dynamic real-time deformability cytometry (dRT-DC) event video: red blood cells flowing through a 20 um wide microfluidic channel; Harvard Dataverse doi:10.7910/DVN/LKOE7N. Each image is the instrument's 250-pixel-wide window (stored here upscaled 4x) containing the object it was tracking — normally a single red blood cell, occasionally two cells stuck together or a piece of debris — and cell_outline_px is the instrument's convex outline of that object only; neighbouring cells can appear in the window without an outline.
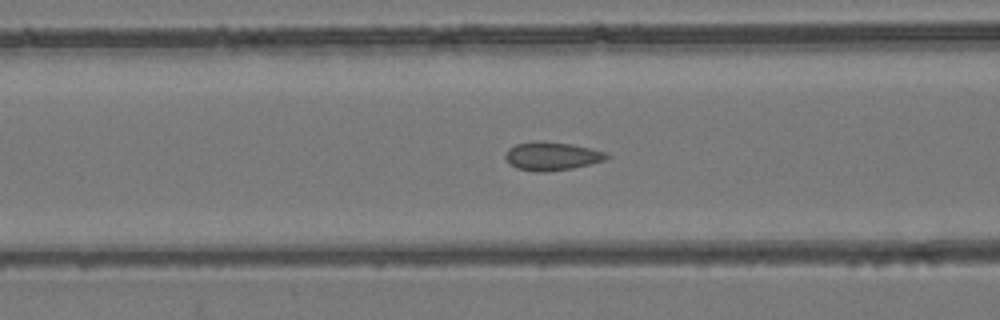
{"species": "common noctule bat (a hibernating species)", "species_latin": "Nyctalus noctula", "temperature_condition": "room temperature", "stored_images_in_passage": 40, "camera_frame_rate_fps": 3000, "um_per_image_px": 0.085, "animal": {"sex": "female", "body_mass_g": 24.6, "forearm_length_mm": 56.2}, "frame": {"image": 1, "passage_image": 8, "time_ms": 2.333, "image_size_px": [1000, 320], "cell_outline_px": [[612, 156], [604, 160], [572, 168], [544, 172], [540, 172], [516, 168], [504, 156], [508, 148], [516, 144], [572, 144], [608, 152]], "centroid_in_image_um": [46.97, 13.31], "position_along_channel_um": 119.6, "area_um2": 15.9}}
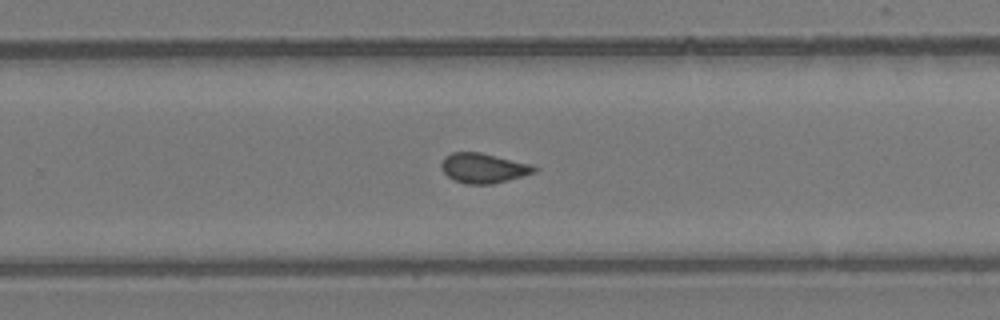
{"frame": {"image": 2, "passage_image": 21, "time_ms": 6.667, "image_size_px": [1000, 320], "cell_outline_px": [[540, 168], [536, 172], [524, 176], [492, 184], [464, 184], [452, 180], [444, 172], [440, 164], [444, 156], [452, 152], [480, 152], [532, 164]], "centroid_in_image_um": [41.11, 14.29], "position_along_channel_um": 288.7, "area_um2": 16.42}}
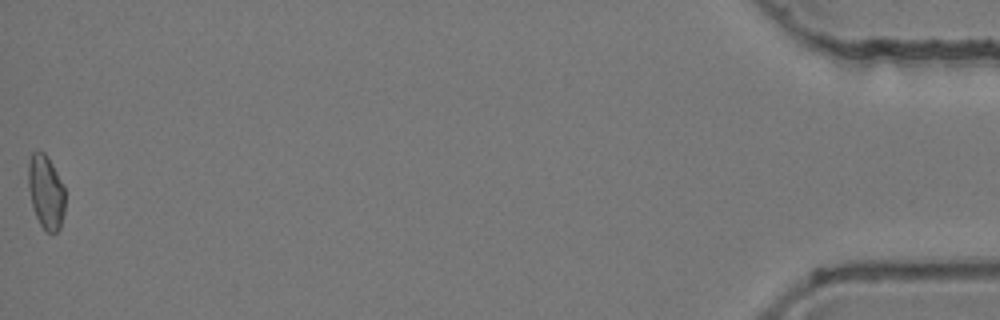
{"frame": {"image": 3, "passage_image": 40, "time_ms": 13.0, "image_size_px": [1000, 320], "cell_outline_px": [[64, 212], [60, 228], [56, 232], [48, 232], [40, 224], [36, 216], [32, 204], [28, 188], [28, 164], [32, 152], [36, 148], [44, 152], [48, 156], [64, 188]], "centroid_in_image_um": [3.88, 16.27], "position_along_channel_um": 431.3, "area_um2": 15.78}, "authors_computed_cell_mechanics": {"area_um2": 15.8372, "velocity_mm_per_s": 3.903, "shape_relaxation_time_tau1_ms": null, "shape_relaxation_time_tau2_ms": 1.0819, "deformation_change_tau1": null, "deformation_change_tau2": 0.0394}}